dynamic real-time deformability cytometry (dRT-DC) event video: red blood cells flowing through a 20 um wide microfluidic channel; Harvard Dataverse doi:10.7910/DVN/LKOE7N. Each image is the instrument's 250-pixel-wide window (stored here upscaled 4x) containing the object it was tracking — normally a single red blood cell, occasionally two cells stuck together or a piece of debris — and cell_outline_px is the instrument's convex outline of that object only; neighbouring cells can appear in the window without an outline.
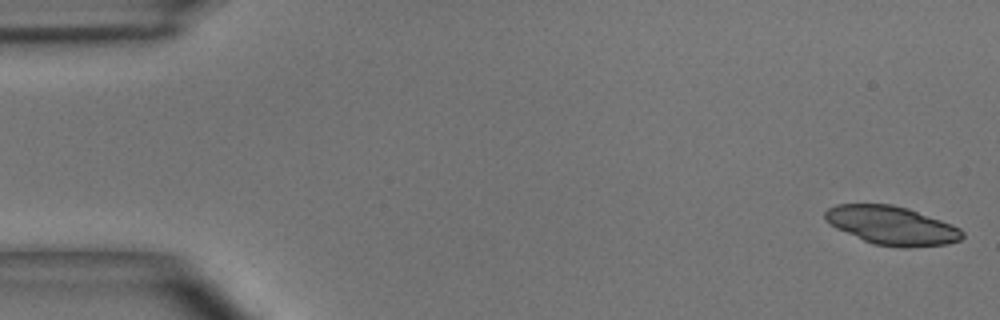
{"species": "common noctule bat (a hibernating species)", "species_latin": "Nyctalus noctula", "temperature_condition": "room temperature", "stored_images_in_passage": 8, "camera_frame_rate_fps": 3000, "um_per_image_px": 0.085, "animal": {"sex": "male", "body_mass_g": 15.6}, "frame": {"image": 1, "passage_image": 1, "time_ms": 0.0, "image_size_px": [1000, 320], "cell_outline_px": [[964, 236], [960, 240], [948, 244], [908, 248], [904, 248], [872, 244], [836, 228], [824, 220], [824, 212], [828, 208], [836, 204], [892, 204], [908, 208], [952, 224], [960, 228], [964, 232]], "centroid_in_image_um": [75.81, 19.17], "position_along_channel_um": 9.2, "area_um2": 31.1}}